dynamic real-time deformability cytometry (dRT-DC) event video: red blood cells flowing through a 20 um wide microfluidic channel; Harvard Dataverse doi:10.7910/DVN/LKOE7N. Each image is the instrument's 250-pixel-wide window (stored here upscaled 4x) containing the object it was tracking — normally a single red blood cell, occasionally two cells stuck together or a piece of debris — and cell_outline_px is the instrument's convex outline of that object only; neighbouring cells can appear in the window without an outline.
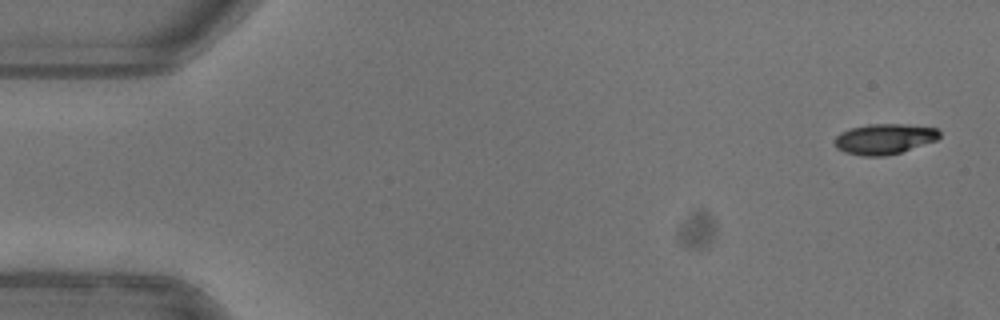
{"species": "common noctule bat (a hibernating species)", "species_latin": "Nyctalus noctula", "temperature_condition": "warm", "stored_images_in_passage": 51, "camera_frame_rate_fps": 3000, "um_per_image_px": 0.085, "animal": {"sex": "female"}, "frame": {"image": 1, "passage_image": 1, "time_ms": 0.0, "image_size_px": [1000, 320], "cell_outline_px": [[940, 136], [936, 140], [900, 152], [884, 156], [864, 156], [844, 152], [836, 148], [832, 140], [840, 132], [848, 128], [868, 124], [900, 124], [936, 128], [940, 132]], "centroid_in_image_um": [75.09, 11.8], "position_along_channel_um": 9.9, "area_um2": 18.61}}
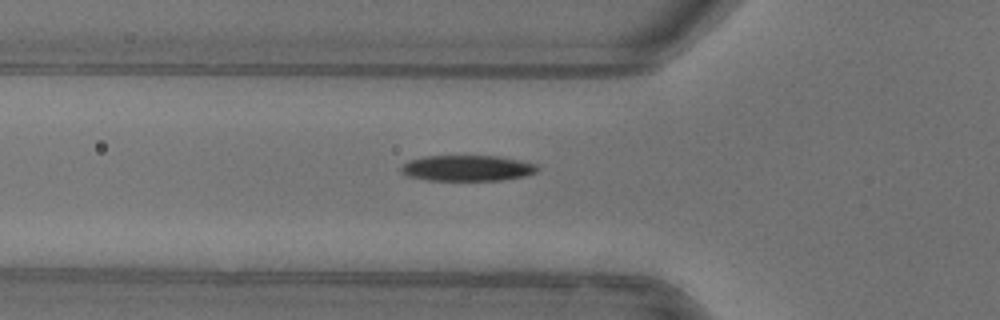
{"frame": {"image": 2, "passage_image": 17, "time_ms": 5.333, "image_size_px": [1000, 320], "cell_outline_px": [[540, 168], [536, 172], [524, 176], [504, 180], [428, 180], [408, 176], [400, 172], [400, 168], [408, 160], [424, 156], [496, 156], [536, 164]], "centroid_in_image_um": [39.69, 14.29], "position_along_channel_um": 86.1, "area_um2": 20.4}}
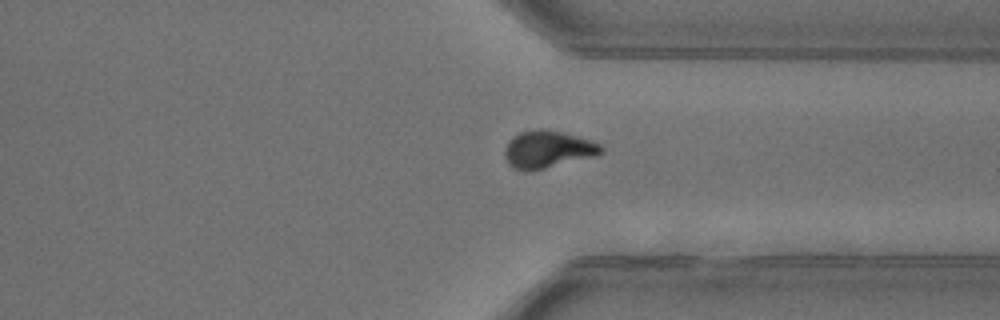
{"frame": {"image": 3, "passage_image": 38, "time_ms": 12.333, "image_size_px": [1000, 320], "cell_outline_px": [[604, 152], [596, 156], [532, 172], [524, 172], [512, 168], [508, 164], [504, 156], [504, 152], [512, 136], [520, 132], [560, 132], [592, 140], [600, 144], [604, 148]], "centroid_in_image_um": [46.58, 12.77], "position_along_channel_um": 364.8, "area_um2": 20.75}, "authors_computed_cell_mechanics": {"area_um2": 20.4612, "velocity_mm_per_s": 3.9813, "shape_relaxation_time_tau1_ms": 2.9623, "shape_relaxation_time_tau2_ms": 7.1856, "deformation_change_tau1": 0.1668, "deformation_change_tau2": 0.1258}}